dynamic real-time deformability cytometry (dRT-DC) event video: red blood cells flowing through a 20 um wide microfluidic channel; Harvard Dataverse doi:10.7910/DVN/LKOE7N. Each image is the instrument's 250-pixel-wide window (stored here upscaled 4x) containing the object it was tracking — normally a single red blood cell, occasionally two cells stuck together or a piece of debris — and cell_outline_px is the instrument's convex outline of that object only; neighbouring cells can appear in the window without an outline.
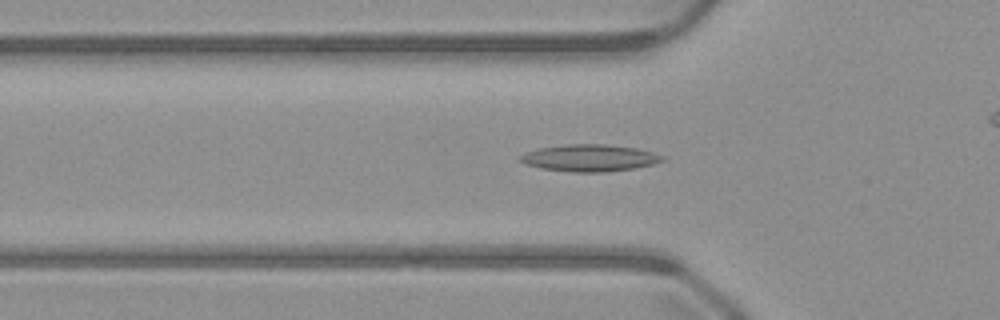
{"species": "common noctule bat (a hibernating species)", "species_latin": "Nyctalus noctula", "temperature_condition": "warm", "stored_images_in_passage": 42, "camera_frame_rate_fps": 3000, "um_per_image_px": 0.085, "animal": {"sex": "male", "body_mass_g": 23.1, "forearm_length_mm": 52.7}, "frame": {"image": 1, "passage_image": 16, "time_ms": 5.0, "image_size_px": [1000, 320], "cell_outline_px": [[664, 160], [652, 164], [632, 168], [604, 172], [572, 172], [540, 168], [524, 164], [516, 160], [524, 152], [540, 148], [564, 144], [608, 144], [636, 148], [652, 152], [664, 156]], "centroid_in_image_um": [50.05, 13.42], "position_along_channel_um": 75.8, "area_um2": 22.37}}
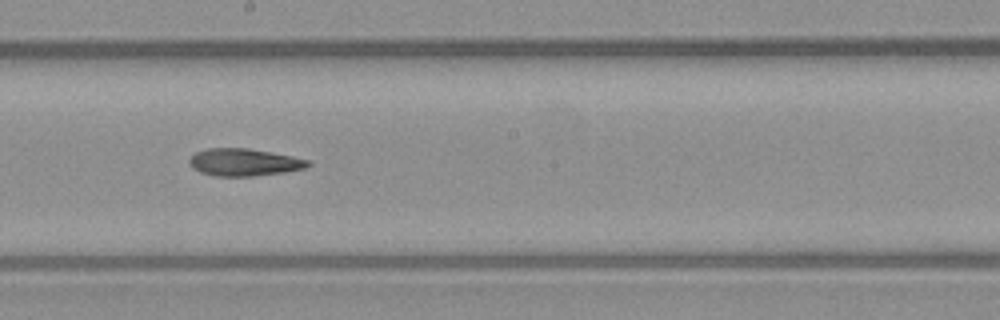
{"frame": {"image": 2, "passage_image": 27, "time_ms": 8.667, "image_size_px": [1000, 320], "cell_outline_px": [[312, 164], [304, 168], [284, 172], [252, 176], [216, 176], [200, 172], [192, 168], [188, 164], [188, 160], [196, 152], [208, 148], [248, 148], [272, 152], [312, 160]], "centroid_in_image_um": [20.75, 13.79], "position_along_channel_um": 227.4, "area_um2": 19.02}}
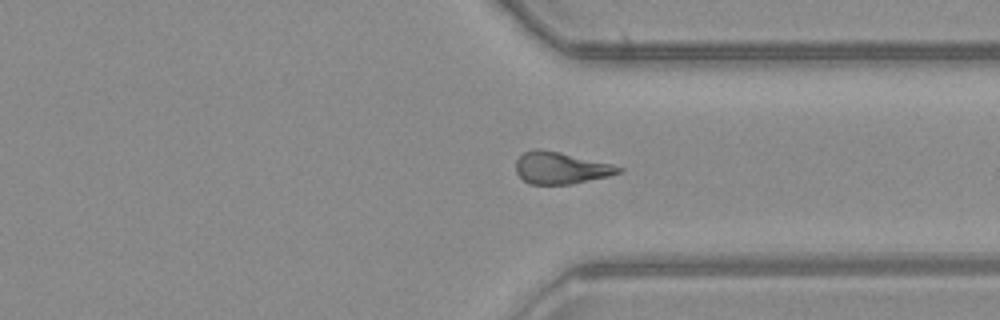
{"frame": {"image": 3, "passage_image": 37, "time_ms": 12.0, "image_size_px": [1000, 320], "cell_outline_px": [[624, 172], [608, 176], [572, 184], [528, 184], [516, 172], [516, 160], [524, 152], [532, 148], [540, 148], [560, 152], [612, 164], [624, 168]], "centroid_in_image_um": [47.67, 14.27], "position_along_channel_um": 363.7, "area_um2": 19.19}}